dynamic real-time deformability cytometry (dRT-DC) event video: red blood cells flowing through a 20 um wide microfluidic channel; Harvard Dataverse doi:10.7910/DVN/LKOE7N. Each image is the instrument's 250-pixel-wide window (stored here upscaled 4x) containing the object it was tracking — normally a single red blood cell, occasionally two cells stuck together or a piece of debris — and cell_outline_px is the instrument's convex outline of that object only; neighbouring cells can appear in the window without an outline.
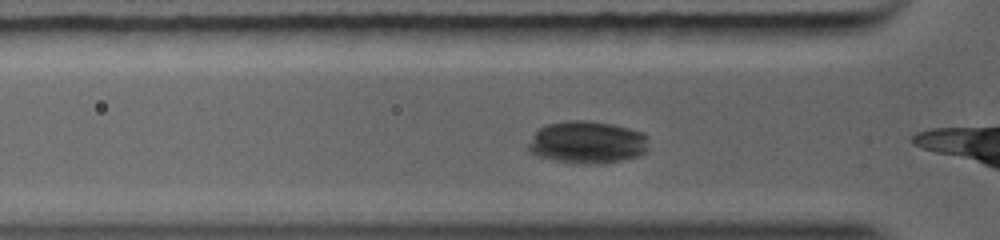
{"species": "common noctule bat (a hibernating species)", "species_latin": "Nyctalus noctula", "temperature_condition": "warm", "stored_images_in_passage": 5, "camera_frame_rate_fps": 5000, "um_per_image_px": 0.085, "animal": {"sex": "female", "body_mass_g": 19.0, "forearm_length_mm": 56.7}, "frame": {"image": 1, "passage_image": 4, "time_ms": 1.0, "image_size_px": [1000, 240], "cell_outline_px": [[648, 148], [644, 152], [636, 156], [620, 160], [600, 164], [584, 164], [552, 160], [528, 152], [528, 144], [536, 132], [540, 128], [548, 124], [568, 120], [584, 120], [612, 124], [644, 132], [648, 136]], "centroid_in_image_um": [49.93, 12.09], "position_along_channel_um": 75.9, "area_um2": 29.71}}